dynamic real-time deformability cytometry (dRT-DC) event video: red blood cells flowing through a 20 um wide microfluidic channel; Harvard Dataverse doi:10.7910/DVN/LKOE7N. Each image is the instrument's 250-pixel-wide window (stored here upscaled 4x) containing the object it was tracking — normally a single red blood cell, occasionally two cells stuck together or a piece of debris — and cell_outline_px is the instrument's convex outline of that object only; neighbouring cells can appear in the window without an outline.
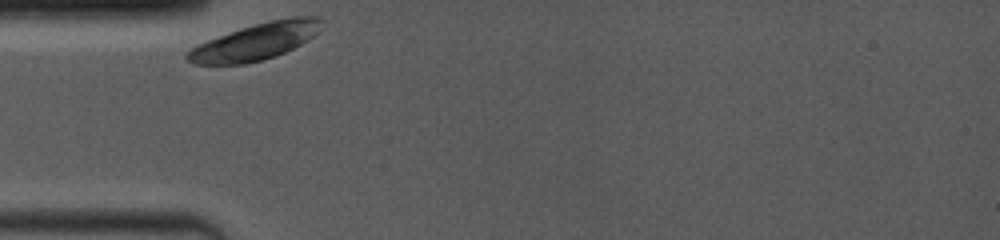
{"species": "common noctule bat (a hibernating species)", "species_latin": "Nyctalus noctula", "temperature_condition": "room temperature", "stored_images_in_passage": 20, "camera_frame_rate_fps": 4000, "um_per_image_px": 0.085, "animal": {"sex": "female", "body_mass_g": 19.0, "forearm_length_mm": 53.3}, "frame": {"image": 1, "passage_image": 1, "time_ms": 0.0, "image_size_px": [1000, 240], "cell_outline_px": [[324, 20], [316, 32], [308, 40], [276, 56], [244, 64], [196, 64], [188, 60], [184, 56], [184, 52], [196, 44], [268, 20], [292, 16], [320, 16]], "centroid_in_image_um": [21.72, 3.53], "position_along_channel_um": 63.3, "area_um2": 28.32}}
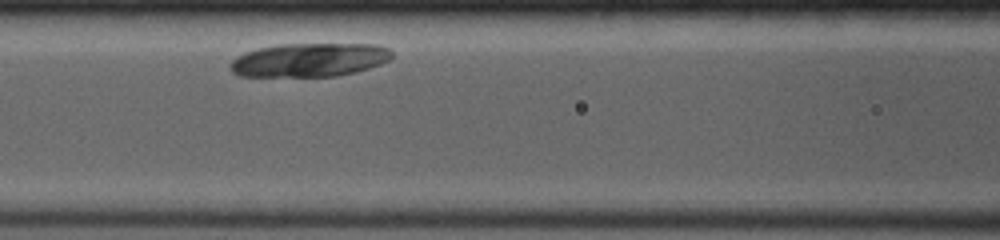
{"frame": {"image": 2, "passage_image": 11, "time_ms": 2.25, "image_size_px": [1000, 240], "cell_outline_px": [[392, 56], [388, 60], [380, 64], [368, 68], [336, 76], [240, 76], [232, 72], [228, 68], [228, 64], [236, 56], [244, 52], [276, 44], [376, 44], [388, 48], [392, 52]], "centroid_in_image_um": [26.24, 5.08], "position_along_channel_um": 140.4, "area_um2": 31.73}}
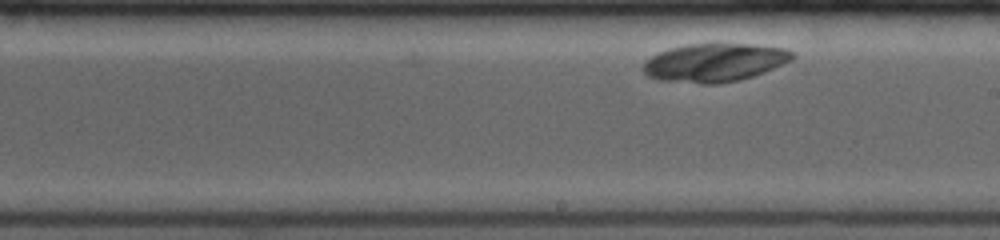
{"frame": {"image": 3, "passage_image": 20, "time_ms": 4.75, "image_size_px": [1000, 240], "cell_outline_px": [[796, 56], [792, 60], [764, 72], [740, 80], [716, 84], [704, 84], [660, 80], [648, 76], [640, 68], [644, 60], [660, 52], [672, 48], [688, 44], [748, 44], [788, 48]], "centroid_in_image_um": [60.73, 5.32], "position_along_channel_um": 228.3, "area_um2": 33.35}}